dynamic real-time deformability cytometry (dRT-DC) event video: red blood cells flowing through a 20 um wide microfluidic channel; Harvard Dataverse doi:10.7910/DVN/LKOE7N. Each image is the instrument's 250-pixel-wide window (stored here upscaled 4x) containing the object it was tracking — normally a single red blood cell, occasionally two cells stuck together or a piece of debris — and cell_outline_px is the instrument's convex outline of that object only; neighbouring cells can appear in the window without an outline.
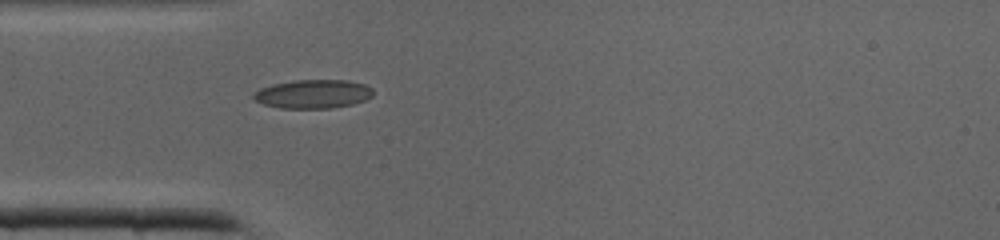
{"species": "common noctule bat (a hibernating species)", "species_latin": "Nyctalus noctula", "temperature_condition": "cold", "stored_images_in_passage": 30, "camera_frame_rate_fps": 3000, "um_per_image_px": 0.085, "animal": {"sex": "male", "body_mass_g": 19.0, "forearm_length_mm": 50.8}, "frame": {"image": 1, "passage_image": 1, "time_ms": 0.0, "image_size_px": [1000, 240], "cell_outline_px": [[372, 96], [364, 100], [352, 104], [332, 108], [280, 108], [264, 104], [256, 100], [252, 96], [260, 88], [272, 84], [296, 80], [348, 80], [364, 84], [372, 88]], "centroid_in_image_um": [26.62, 7.98], "position_along_channel_um": 58.4, "area_um2": 19.88}}
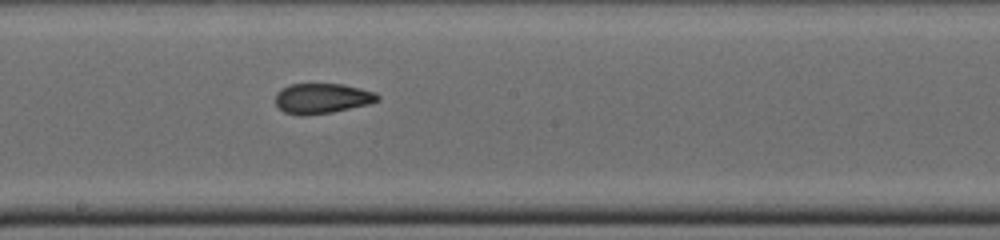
{"frame": {"image": 2, "passage_image": 11, "time_ms": 3.333, "image_size_px": [1000, 240], "cell_outline_px": [[380, 100], [368, 104], [332, 112], [308, 116], [300, 116], [284, 112], [276, 104], [276, 92], [280, 88], [292, 84], [344, 84], [376, 92], [380, 96]], "centroid_in_image_um": [27.37, 8.37], "position_along_channel_um": 220.8, "area_um2": 18.15}}
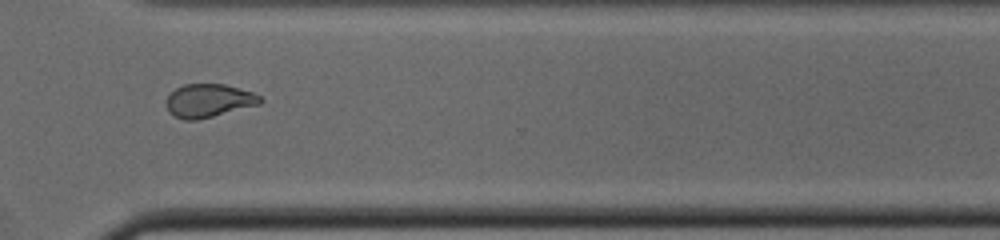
{"frame": {"image": 3, "passage_image": 19, "time_ms": 6.0, "image_size_px": [1000, 240], "cell_outline_px": [[264, 100], [260, 104], [196, 120], [184, 120], [168, 112], [168, 96], [176, 88], [184, 84], [224, 84], [252, 92], [260, 96]], "centroid_in_image_um": [17.76, 8.55], "position_along_channel_um": 352.8, "area_um2": 17.92}}